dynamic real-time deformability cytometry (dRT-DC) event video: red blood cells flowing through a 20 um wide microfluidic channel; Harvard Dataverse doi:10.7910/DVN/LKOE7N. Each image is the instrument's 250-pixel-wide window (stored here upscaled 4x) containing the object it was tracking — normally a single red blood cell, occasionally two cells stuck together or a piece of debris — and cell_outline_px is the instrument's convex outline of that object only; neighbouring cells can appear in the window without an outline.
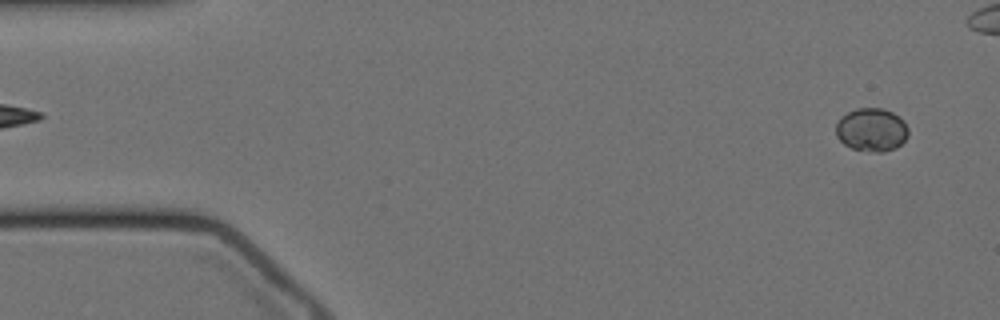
{"species": "Egyptian fruit bat (a non-hibernating species)", "species_latin": "Rousettus aegyptiacus", "temperature_condition": "cold", "stored_images_in_passage": 16, "camera_frame_rate_fps": 3000, "um_per_image_px": 0.085, "animal": {"sex": "female"}, "frame": {"image": 1, "passage_image": 3, "time_ms": 0.667, "image_size_px": [1000, 320], "cell_outline_px": [[908, 136], [896, 148], [884, 152], [868, 152], [852, 148], [844, 144], [836, 136], [836, 124], [840, 116], [856, 108], [884, 108], [892, 112], [904, 120], [908, 128]], "centroid_in_image_um": [74.08, 11.03], "position_along_channel_um": 10.9, "area_um2": 18.5}}